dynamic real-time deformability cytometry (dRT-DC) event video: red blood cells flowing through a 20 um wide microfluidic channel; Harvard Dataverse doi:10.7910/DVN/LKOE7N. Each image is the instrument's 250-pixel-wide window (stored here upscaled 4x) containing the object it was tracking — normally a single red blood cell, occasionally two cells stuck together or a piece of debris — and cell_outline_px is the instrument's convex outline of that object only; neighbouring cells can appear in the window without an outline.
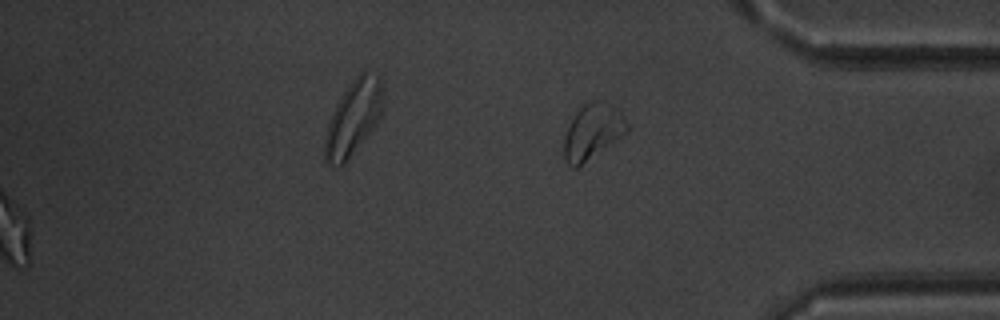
{"species": "common noctule bat (a hibernating species)", "species_latin": "Nyctalus noctula", "temperature_condition": "warm", "stored_images_in_passage": 41, "segment_of_instrument_passage": [2, 2], "camera_frame_rate_fps": 3000, "um_per_image_px": 0.085, "animal": {"sex": "male", "body_mass_g": 20.1, "forearm_length_mm": 53.5}, "frame": {"image": 1, "passage_image": 41, "time_ms": 13.333, "image_size_px": [1000, 320], "cell_outline_px": [[628, 132], [576, 168], [572, 168], [564, 160], [564, 136], [576, 112], [588, 100], [604, 100], [620, 108], [628, 124]], "centroid_in_image_um": [50.4, 11.15], "position_along_channel_um": 384.8, "area_um2": 20.46}}